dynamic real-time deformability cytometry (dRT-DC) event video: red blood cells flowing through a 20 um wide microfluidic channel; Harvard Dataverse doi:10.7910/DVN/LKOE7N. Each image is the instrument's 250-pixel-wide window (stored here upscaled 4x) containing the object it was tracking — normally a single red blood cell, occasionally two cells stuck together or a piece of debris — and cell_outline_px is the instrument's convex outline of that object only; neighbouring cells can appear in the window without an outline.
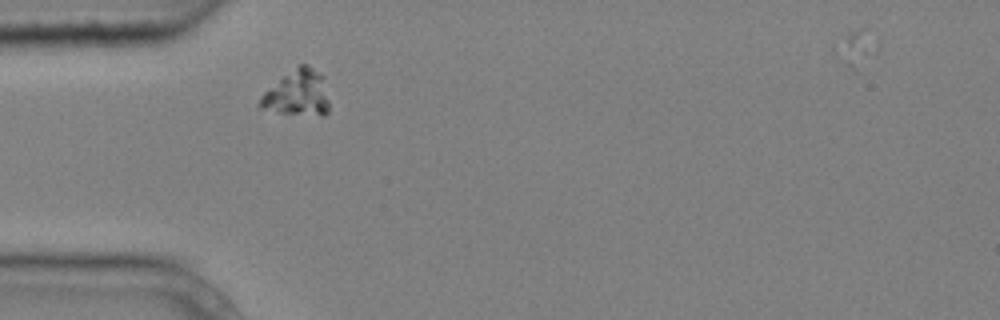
{"species": "common noctule bat (a hibernating species)", "species_latin": "Nyctalus noctula", "temperature_condition": "cold", "stored_images_in_passage": 2, "camera_frame_rate_fps": 3000, "um_per_image_px": 0.085, "animal": {"sex": "male", "body_mass_g": 20.4}, "frame": {"image": 1, "passage_image": 1, "time_ms": 0.0, "image_size_px": [1000, 320], "cell_outline_px": [[328, 112], [324, 116], [320, 116], [280, 112], [256, 108], [260, 96], [264, 92], [284, 76], [300, 64], [308, 64], [324, 76], [328, 100]], "centroid_in_image_um": [25.29, 7.93], "position_along_channel_um": 59.7, "area_um2": 18.44}}
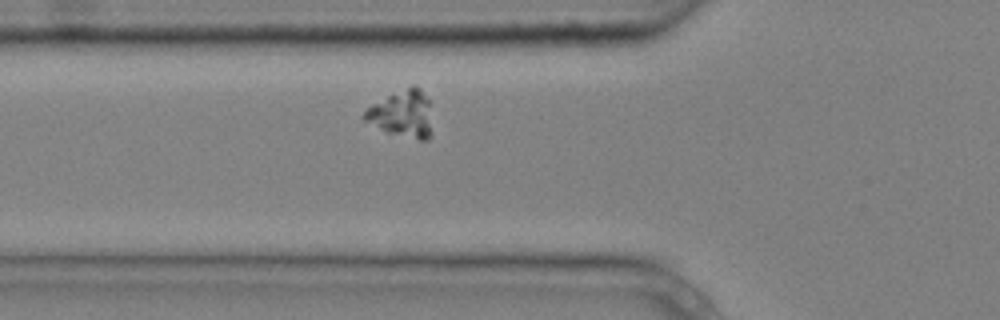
{"frame": {"image": 2, "passage_image": 2, "time_ms": 0.333, "image_size_px": [1000, 320], "cell_outline_px": [[428, 140], [420, 140], [388, 132], [360, 120], [360, 116], [372, 104], [412, 84], [420, 88], [428, 100]], "centroid_in_image_um": [34.09, 9.66], "position_along_channel_um": 91.7, "area_um2": 17.92}}